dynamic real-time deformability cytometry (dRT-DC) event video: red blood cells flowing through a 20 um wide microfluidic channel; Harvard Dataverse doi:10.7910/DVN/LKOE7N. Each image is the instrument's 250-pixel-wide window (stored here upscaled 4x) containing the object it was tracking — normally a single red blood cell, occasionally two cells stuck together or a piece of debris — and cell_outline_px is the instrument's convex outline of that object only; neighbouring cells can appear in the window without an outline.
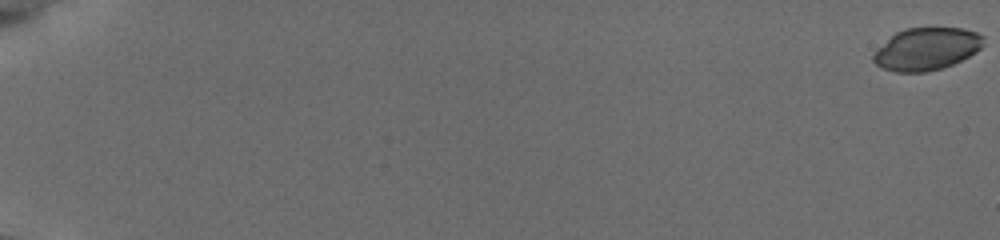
{"species": "common noctule bat (a hibernating species)", "species_latin": "Nyctalus noctula", "temperature_condition": "cold", "stored_images_in_passage": 13, "camera_frame_rate_fps": 3000, "um_per_image_px": 0.085, "animal": {"sex": "female", "body_mass_g": 19.5, "forearm_length_mm": 54.1}, "frame": {"image": 1, "passage_image": 1, "time_ms": 0.0, "image_size_px": [1000, 240], "cell_outline_px": [[984, 44], [976, 52], [952, 64], [940, 68], [924, 72], [896, 72], [884, 68], [876, 64], [872, 60], [872, 56], [896, 32], [904, 28], [964, 28], [976, 32], [984, 36]], "centroid_in_image_um": [78.79, 4.15], "position_along_channel_um": 6.2, "area_um2": 26.82}}